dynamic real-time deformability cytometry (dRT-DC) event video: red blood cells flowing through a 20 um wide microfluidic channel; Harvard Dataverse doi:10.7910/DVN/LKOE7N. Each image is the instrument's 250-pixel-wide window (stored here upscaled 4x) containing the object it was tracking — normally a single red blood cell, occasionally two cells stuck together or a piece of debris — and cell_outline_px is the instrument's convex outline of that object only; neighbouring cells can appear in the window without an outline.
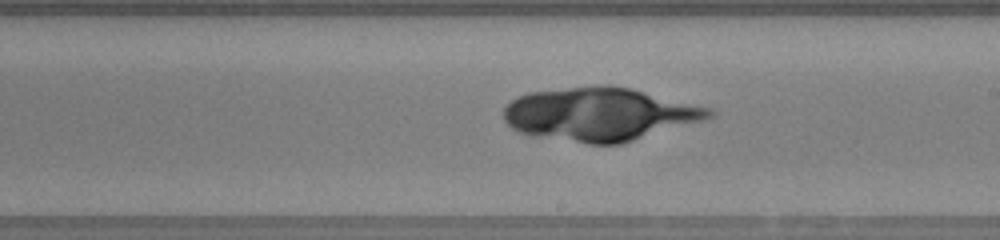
{"species": "human", "species_latin": "Homo sapiens", "temperature_condition": "warm", "stored_images_in_passage": 46, "camera_frame_rate_fps": 3000, "um_per_image_px": 0.085, "donor": {"sex": "female"}, "frame": {"image": 1, "passage_image": 25, "time_ms": 8.0, "image_size_px": [1000, 240], "cell_outline_px": [[716, 112], [708, 120], [620, 144], [588, 144], [532, 136], [520, 132], [512, 128], [504, 120], [504, 108], [516, 96], [528, 92], [600, 84], [608, 84], [628, 88], [712, 108]], "centroid_in_image_um": [50.99, 9.71], "position_along_channel_um": 238.0, "area_um2": 64.16}}
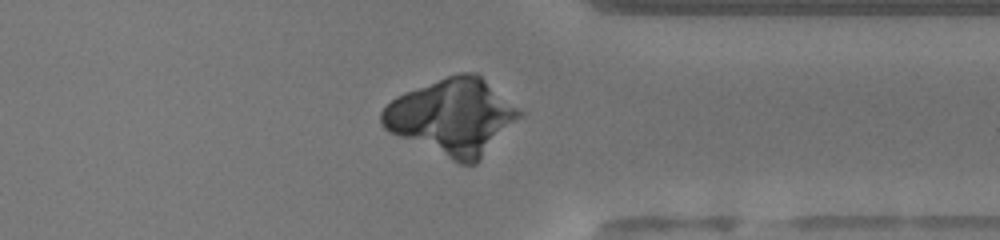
{"frame": {"image": 2, "passage_image": 35, "time_ms": 11.333, "image_size_px": [1000, 240], "cell_outline_px": [[524, 116], [476, 164], [460, 164], [388, 132], [380, 124], [380, 112], [396, 96], [404, 92], [448, 76], [460, 72], [476, 72], [524, 112]], "centroid_in_image_um": [38.48, 9.94], "position_along_channel_um": 372.9, "area_um2": 61.09}}
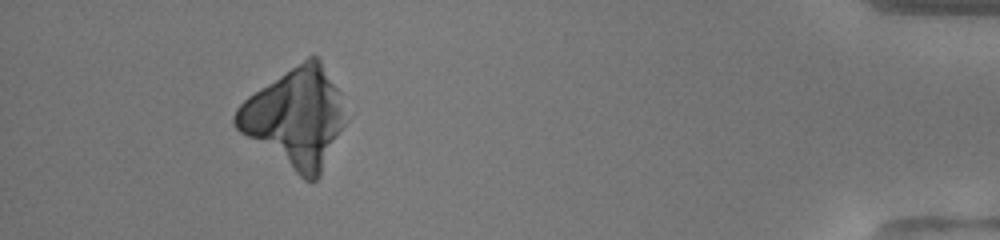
{"frame": {"image": 3, "passage_image": 42, "time_ms": 13.667, "image_size_px": [1000, 240], "cell_outline_px": [[348, 120], [320, 176], [316, 180], [304, 180], [240, 132], [232, 124], [232, 116], [236, 108], [248, 96], [308, 56], [316, 56], [320, 60], [340, 92]], "centroid_in_image_um": [25.13, 10.02], "position_along_channel_um": 410.1, "area_um2": 63.18}}